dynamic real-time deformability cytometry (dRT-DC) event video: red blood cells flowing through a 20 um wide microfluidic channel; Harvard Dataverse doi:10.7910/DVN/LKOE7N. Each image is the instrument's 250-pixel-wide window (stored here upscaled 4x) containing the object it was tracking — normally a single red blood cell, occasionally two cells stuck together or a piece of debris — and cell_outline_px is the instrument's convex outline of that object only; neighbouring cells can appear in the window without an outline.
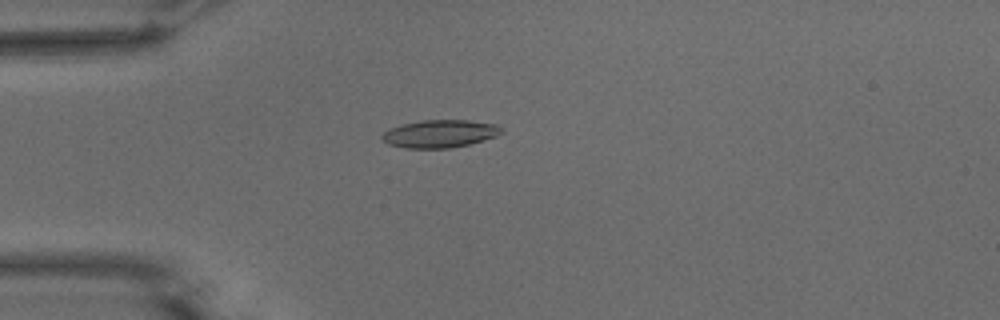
{"species": "common noctule bat (a hibernating species)", "species_latin": "Nyctalus noctula", "temperature_condition": "warm", "stored_images_in_passage": 54, "camera_frame_rate_fps": 3000, "um_per_image_px": 0.085, "animal": {"sex": "male", "body_mass_g": 15.6}, "frame": {"image": 1, "passage_image": 15, "time_ms": 4.667, "image_size_px": [1000, 320], "cell_outline_px": [[504, 132], [496, 136], [484, 140], [452, 148], [404, 148], [388, 144], [380, 140], [380, 136], [384, 132], [392, 128], [404, 124], [420, 120], [468, 120], [500, 124], [504, 128]], "centroid_in_image_um": [37.43, 11.36], "position_along_channel_um": 47.6, "area_um2": 19.54}}
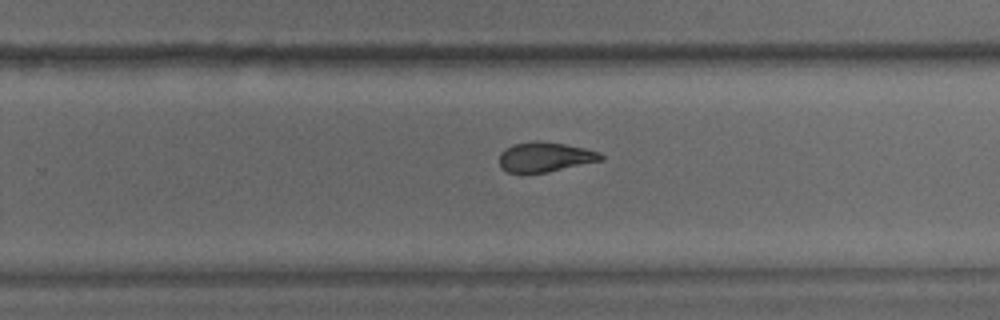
{"frame": {"image": 2, "passage_image": 35, "time_ms": 11.333, "image_size_px": [1000, 320], "cell_outline_px": [[604, 160], [548, 172], [508, 172], [500, 168], [500, 152], [504, 148], [512, 144], [532, 140], [536, 140], [564, 144], [584, 148], [600, 152], [604, 156]], "centroid_in_image_um": [46.33, 13.33], "position_along_channel_um": 283.5, "area_um2": 17.74}}
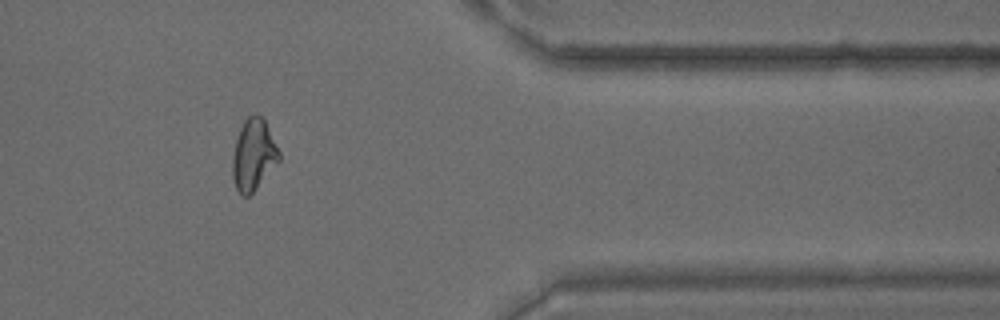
{"frame": {"image": 3, "passage_image": 45, "time_ms": 14.667, "image_size_px": [1000, 320], "cell_outline_px": [[280, 160], [256, 188], [248, 196], [240, 196], [236, 188], [232, 176], [232, 156], [236, 140], [240, 128], [244, 120], [248, 116], [260, 116], [264, 120], [280, 152]], "centroid_in_image_um": [21.53, 13.19], "position_along_channel_um": 389.9, "area_um2": 19.07}, "authors_computed_cell_mechanics": {"area_um2": 19.0162, "velocity_mm_per_s": 3.7677, "shape_relaxation_time_tau1_ms": 8.9596, "shape_relaxation_time_tau2_ms": 2.1959, "deformation_change_tau1": 0.2405, "deformation_change_tau2": 0.0941}}